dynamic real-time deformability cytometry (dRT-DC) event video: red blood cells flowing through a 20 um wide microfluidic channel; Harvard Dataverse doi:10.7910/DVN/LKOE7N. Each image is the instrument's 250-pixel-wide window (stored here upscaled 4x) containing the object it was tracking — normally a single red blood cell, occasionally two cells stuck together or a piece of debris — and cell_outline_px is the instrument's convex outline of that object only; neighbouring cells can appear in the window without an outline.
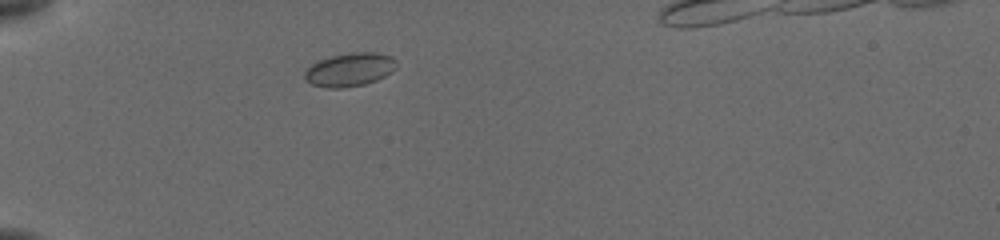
{"species": "common noctule bat (a hibernating species)", "species_latin": "Nyctalus noctula", "temperature_condition": "cold", "stored_images_in_passage": 37, "camera_frame_rate_fps": 3000, "um_per_image_px": 0.085, "animal": {"sex": "female", "body_mass_g": 19.5, "forearm_length_mm": 54.1}, "frame": {"image": 1, "passage_image": 1, "time_ms": 0.0, "image_size_px": [1000, 240], "cell_outline_px": [[396, 68], [392, 72], [376, 80], [364, 84], [340, 88], [328, 88], [312, 84], [304, 80], [304, 72], [312, 64], [320, 60], [332, 56], [352, 52], [376, 52], [392, 56], [396, 60]], "centroid_in_image_um": [29.74, 5.91], "position_along_channel_um": 55.3, "area_um2": 17.86}}
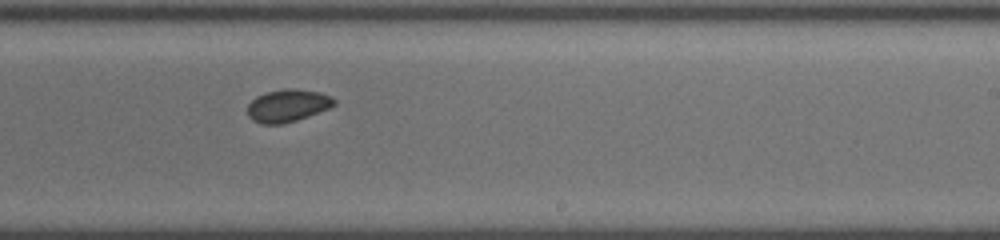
{"frame": {"image": 2, "passage_image": 19, "time_ms": 6.0, "image_size_px": [1000, 240], "cell_outline_px": [[336, 104], [328, 108], [308, 116], [284, 124], [260, 124], [252, 120], [248, 116], [248, 104], [256, 96], [268, 92], [284, 88], [296, 88], [320, 92], [332, 96], [336, 100]], "centroid_in_image_um": [24.45, 8.97], "position_along_channel_um": 264.5, "area_um2": 16.53}}
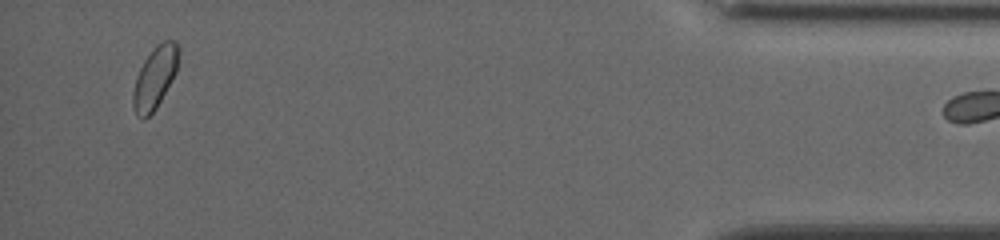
{"frame": {"image": 3, "passage_image": 36, "time_ms": 11.667, "image_size_px": [1000, 240], "cell_outline_px": [[180, 48], [176, 72], [156, 108], [144, 120], [140, 120], [136, 116], [132, 104], [132, 96], [136, 76], [144, 60], [152, 48], [156, 44], [164, 40], [176, 40]], "centroid_in_image_um": [13.16, 6.58], "position_along_channel_um": 422.0, "area_um2": 16.65}}